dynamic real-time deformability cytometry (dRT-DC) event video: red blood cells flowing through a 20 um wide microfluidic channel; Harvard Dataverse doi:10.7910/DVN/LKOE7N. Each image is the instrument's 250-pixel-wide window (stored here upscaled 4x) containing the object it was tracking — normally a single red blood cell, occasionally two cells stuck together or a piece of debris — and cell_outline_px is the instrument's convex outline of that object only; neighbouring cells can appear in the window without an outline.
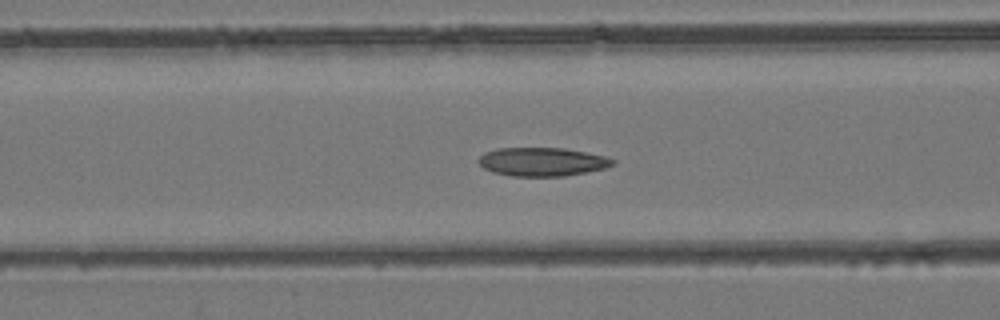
{"species": "common noctule bat (a hibernating species)", "species_latin": "Nyctalus noctula", "temperature_condition": "room temperature", "stored_images_in_passage": 43, "camera_frame_rate_fps": 3000, "um_per_image_px": 0.085, "animal": {"sex": "female", "body_mass_g": 24.6, "forearm_length_mm": 56.2}, "frame": {"image": 1, "passage_image": 14, "time_ms": 4.333, "image_size_px": [1000, 320], "cell_outline_px": [[616, 164], [604, 168], [588, 172], [564, 176], [512, 176], [492, 172], [484, 168], [476, 160], [480, 156], [488, 152], [500, 148], [564, 148], [604, 156], [616, 160]], "centroid_in_image_um": [46.11, 13.76], "position_along_channel_um": 120.5, "area_um2": 22.25}}
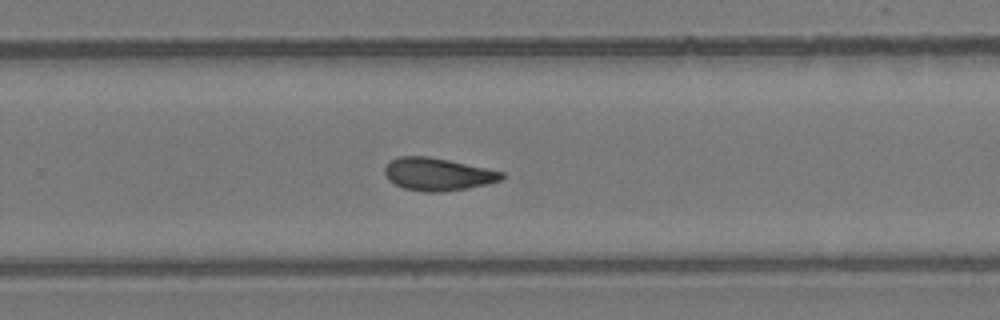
{"frame": {"image": 2, "passage_image": 26, "time_ms": 8.333, "image_size_px": [1000, 320], "cell_outline_px": [[504, 176], [500, 180], [488, 184], [468, 188], [440, 192], [428, 192], [404, 188], [388, 180], [384, 172], [384, 168], [392, 160], [400, 156], [428, 156], [448, 160], [504, 172]], "centroid_in_image_um": [37.2, 14.81], "position_along_channel_um": 292.6, "area_um2": 22.02}}
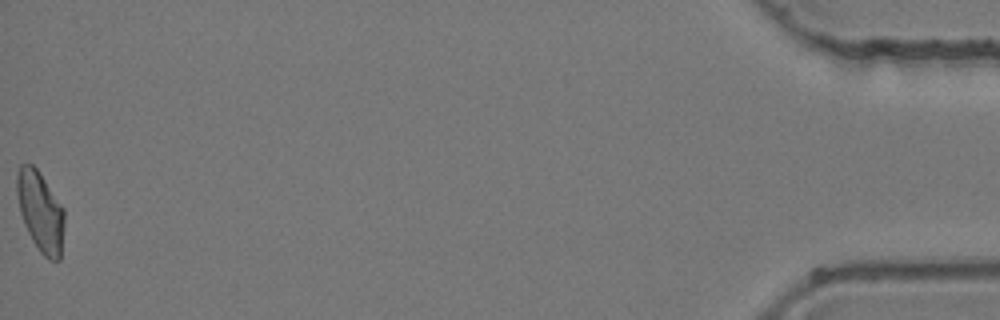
{"frame": {"image": 3, "passage_image": 43, "time_ms": 14.0, "image_size_px": [1000, 320], "cell_outline_px": [[64, 224], [60, 260], [48, 260], [40, 252], [32, 240], [24, 224], [20, 212], [16, 192], [16, 176], [20, 164], [32, 164], [36, 168], [64, 208]], "centroid_in_image_um": [3.43, 17.99], "position_along_channel_um": 431.8, "area_um2": 22.14}}